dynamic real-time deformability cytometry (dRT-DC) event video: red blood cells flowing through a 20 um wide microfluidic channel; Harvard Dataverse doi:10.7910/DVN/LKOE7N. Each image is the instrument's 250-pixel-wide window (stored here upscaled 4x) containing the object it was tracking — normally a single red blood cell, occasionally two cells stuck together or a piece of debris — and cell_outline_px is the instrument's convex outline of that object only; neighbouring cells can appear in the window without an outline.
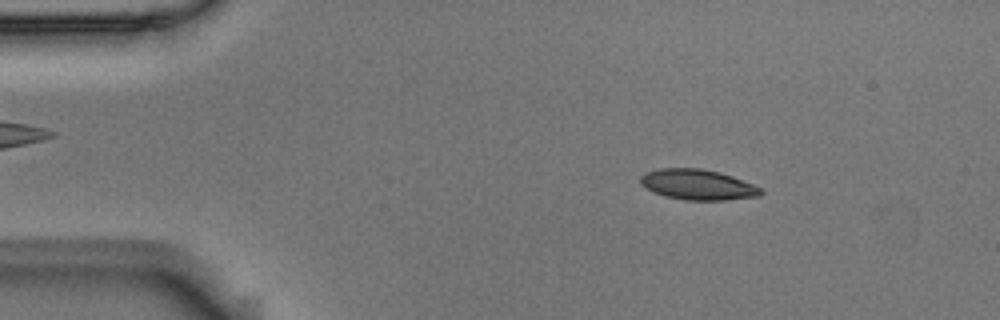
{"species": "Egyptian fruit bat (a non-hibernating species)", "species_latin": "Rousettus aegyptiacus", "temperature_condition": "room temperature", "stored_images_in_passage": 4, "camera_frame_rate_fps": 3000, "um_per_image_px": 0.085, "animal": {"sex": "male"}, "frame": {"image": 1, "passage_image": 2, "time_ms": 0.333, "image_size_px": [1000, 320], "cell_outline_px": [[764, 192], [760, 196], [724, 200], [684, 200], [664, 196], [652, 192], [640, 184], [640, 176], [644, 172], [660, 168], [700, 168], [720, 172], [732, 176], [752, 184], [760, 188]], "centroid_in_image_um": [59.27, 15.69], "position_along_channel_um": 25.7, "area_um2": 21.5}}